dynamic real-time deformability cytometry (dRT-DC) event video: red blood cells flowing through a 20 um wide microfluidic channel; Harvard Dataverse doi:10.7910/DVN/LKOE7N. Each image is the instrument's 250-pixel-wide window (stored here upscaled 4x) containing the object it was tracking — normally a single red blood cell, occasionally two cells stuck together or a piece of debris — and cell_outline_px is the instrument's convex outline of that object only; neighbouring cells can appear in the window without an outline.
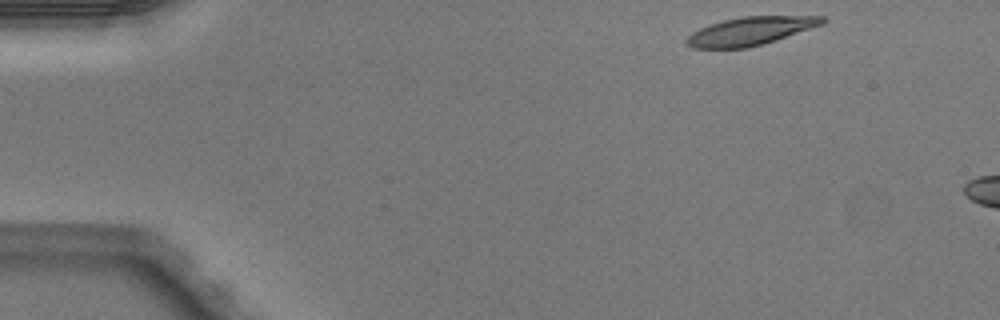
{"species": "Egyptian fruit bat (a non-hibernating species)", "species_latin": "Rousettus aegyptiacus", "temperature_condition": "warm", "stored_images_in_passage": 7, "camera_frame_rate_fps": 3000, "um_per_image_px": 0.085, "animal": {"sex": "male"}, "frame": {"image": 1, "passage_image": 1, "time_ms": 0.0, "image_size_px": [1000, 320], "cell_outline_px": [[828, 20], [824, 24], [776, 40], [748, 48], [692, 48], [684, 44], [684, 40], [692, 32], [700, 28], [724, 20], [744, 16], [824, 16]], "centroid_in_image_um": [63.79, 2.64], "position_along_channel_um": 21.2, "area_um2": 22.37}}